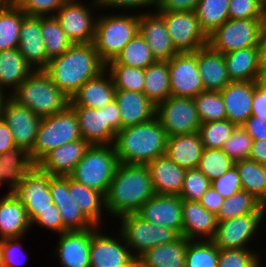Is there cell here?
Segmentation results:
<instances>
[{"mask_svg":"<svg viewBox=\"0 0 266 267\" xmlns=\"http://www.w3.org/2000/svg\"><path fill=\"white\" fill-rule=\"evenodd\" d=\"M106 69L92 43L73 44L62 55L52 58L43 70L70 99L88 80Z\"/></svg>","mask_w":266,"mask_h":267,"instance_id":"obj_1","label":"cell"},{"mask_svg":"<svg viewBox=\"0 0 266 267\" xmlns=\"http://www.w3.org/2000/svg\"><path fill=\"white\" fill-rule=\"evenodd\" d=\"M154 195L146 165L119 163L105 195L104 210L115 218L134 214Z\"/></svg>","mask_w":266,"mask_h":267,"instance_id":"obj_2","label":"cell"},{"mask_svg":"<svg viewBox=\"0 0 266 267\" xmlns=\"http://www.w3.org/2000/svg\"><path fill=\"white\" fill-rule=\"evenodd\" d=\"M167 139V133L154 117L148 122L121 129L113 145L119 163L147 165L165 155Z\"/></svg>","mask_w":266,"mask_h":267,"instance_id":"obj_3","label":"cell"},{"mask_svg":"<svg viewBox=\"0 0 266 267\" xmlns=\"http://www.w3.org/2000/svg\"><path fill=\"white\" fill-rule=\"evenodd\" d=\"M10 97L41 118L63 111L70 100L43 70H35Z\"/></svg>","mask_w":266,"mask_h":267,"instance_id":"obj_4","label":"cell"},{"mask_svg":"<svg viewBox=\"0 0 266 267\" xmlns=\"http://www.w3.org/2000/svg\"><path fill=\"white\" fill-rule=\"evenodd\" d=\"M140 14L100 15L96 19L93 44L101 60L107 64L139 33Z\"/></svg>","mask_w":266,"mask_h":267,"instance_id":"obj_5","label":"cell"},{"mask_svg":"<svg viewBox=\"0 0 266 267\" xmlns=\"http://www.w3.org/2000/svg\"><path fill=\"white\" fill-rule=\"evenodd\" d=\"M118 165L113 144L90 145L69 176L105 196Z\"/></svg>","mask_w":266,"mask_h":267,"instance_id":"obj_6","label":"cell"},{"mask_svg":"<svg viewBox=\"0 0 266 267\" xmlns=\"http://www.w3.org/2000/svg\"><path fill=\"white\" fill-rule=\"evenodd\" d=\"M81 138L77 115L68 105L63 111L41 119L30 158L37 164L51 150Z\"/></svg>","mask_w":266,"mask_h":267,"instance_id":"obj_7","label":"cell"},{"mask_svg":"<svg viewBox=\"0 0 266 267\" xmlns=\"http://www.w3.org/2000/svg\"><path fill=\"white\" fill-rule=\"evenodd\" d=\"M77 115L82 139L90 145L114 144L121 130L119 107L115 99L101 109L70 106Z\"/></svg>","mask_w":266,"mask_h":267,"instance_id":"obj_8","label":"cell"},{"mask_svg":"<svg viewBox=\"0 0 266 267\" xmlns=\"http://www.w3.org/2000/svg\"><path fill=\"white\" fill-rule=\"evenodd\" d=\"M121 230H118L134 258L154 246L174 242L181 235L174 229L158 226L143 220L136 213L119 217Z\"/></svg>","mask_w":266,"mask_h":267,"instance_id":"obj_9","label":"cell"},{"mask_svg":"<svg viewBox=\"0 0 266 267\" xmlns=\"http://www.w3.org/2000/svg\"><path fill=\"white\" fill-rule=\"evenodd\" d=\"M266 19H228L208 35V45L226 54L247 47H259Z\"/></svg>","mask_w":266,"mask_h":267,"instance_id":"obj_10","label":"cell"},{"mask_svg":"<svg viewBox=\"0 0 266 267\" xmlns=\"http://www.w3.org/2000/svg\"><path fill=\"white\" fill-rule=\"evenodd\" d=\"M155 117L168 137L199 132L201 121L193 98L170 96L156 105Z\"/></svg>","mask_w":266,"mask_h":267,"instance_id":"obj_11","label":"cell"},{"mask_svg":"<svg viewBox=\"0 0 266 267\" xmlns=\"http://www.w3.org/2000/svg\"><path fill=\"white\" fill-rule=\"evenodd\" d=\"M166 24L172 44L178 52H195L208 44L195 11L157 12Z\"/></svg>","mask_w":266,"mask_h":267,"instance_id":"obj_12","label":"cell"},{"mask_svg":"<svg viewBox=\"0 0 266 267\" xmlns=\"http://www.w3.org/2000/svg\"><path fill=\"white\" fill-rule=\"evenodd\" d=\"M92 2L93 7H88L78 0H68L54 15L73 44H87L94 41L97 15L93 16L95 13L92 9L95 10L98 6L96 0Z\"/></svg>","mask_w":266,"mask_h":267,"instance_id":"obj_13","label":"cell"},{"mask_svg":"<svg viewBox=\"0 0 266 267\" xmlns=\"http://www.w3.org/2000/svg\"><path fill=\"white\" fill-rule=\"evenodd\" d=\"M50 185V174L35 165L23 176L19 186L11 193L24 205L28 219L31 220L38 211L53 209Z\"/></svg>","mask_w":266,"mask_h":267,"instance_id":"obj_14","label":"cell"},{"mask_svg":"<svg viewBox=\"0 0 266 267\" xmlns=\"http://www.w3.org/2000/svg\"><path fill=\"white\" fill-rule=\"evenodd\" d=\"M168 62L171 96L194 98L205 91L195 52H178Z\"/></svg>","mask_w":266,"mask_h":267,"instance_id":"obj_15","label":"cell"},{"mask_svg":"<svg viewBox=\"0 0 266 267\" xmlns=\"http://www.w3.org/2000/svg\"><path fill=\"white\" fill-rule=\"evenodd\" d=\"M265 213H250L218 222L211 241L219 249H245L258 232Z\"/></svg>","mask_w":266,"mask_h":267,"instance_id":"obj_16","label":"cell"},{"mask_svg":"<svg viewBox=\"0 0 266 267\" xmlns=\"http://www.w3.org/2000/svg\"><path fill=\"white\" fill-rule=\"evenodd\" d=\"M1 117L10 127L15 146L30 152L35 144L41 117L18 104L8 94L2 106Z\"/></svg>","mask_w":266,"mask_h":267,"instance_id":"obj_17","label":"cell"},{"mask_svg":"<svg viewBox=\"0 0 266 267\" xmlns=\"http://www.w3.org/2000/svg\"><path fill=\"white\" fill-rule=\"evenodd\" d=\"M100 229L99 226L92 228L91 246L89 251L90 267L125 266L133 256L129 247L126 245L122 234L120 233L117 239V237L113 238L106 233H103Z\"/></svg>","mask_w":266,"mask_h":267,"instance_id":"obj_18","label":"cell"},{"mask_svg":"<svg viewBox=\"0 0 266 267\" xmlns=\"http://www.w3.org/2000/svg\"><path fill=\"white\" fill-rule=\"evenodd\" d=\"M182 201L179 195L155 194L136 214L145 221L174 229L182 235Z\"/></svg>","mask_w":266,"mask_h":267,"instance_id":"obj_19","label":"cell"},{"mask_svg":"<svg viewBox=\"0 0 266 267\" xmlns=\"http://www.w3.org/2000/svg\"><path fill=\"white\" fill-rule=\"evenodd\" d=\"M53 203L59 209L65 231L85 230L95 225L78 208L69 193V176L50 175V185Z\"/></svg>","mask_w":266,"mask_h":267,"instance_id":"obj_20","label":"cell"},{"mask_svg":"<svg viewBox=\"0 0 266 267\" xmlns=\"http://www.w3.org/2000/svg\"><path fill=\"white\" fill-rule=\"evenodd\" d=\"M139 34L145 39L156 61H169L178 51L172 44L164 19L157 13H140Z\"/></svg>","mask_w":266,"mask_h":267,"instance_id":"obj_21","label":"cell"},{"mask_svg":"<svg viewBox=\"0 0 266 267\" xmlns=\"http://www.w3.org/2000/svg\"><path fill=\"white\" fill-rule=\"evenodd\" d=\"M92 228L59 234L55 255L63 267H90Z\"/></svg>","mask_w":266,"mask_h":267,"instance_id":"obj_22","label":"cell"},{"mask_svg":"<svg viewBox=\"0 0 266 267\" xmlns=\"http://www.w3.org/2000/svg\"><path fill=\"white\" fill-rule=\"evenodd\" d=\"M89 146L82 138L66 143L51 150L36 165L52 176H69Z\"/></svg>","mask_w":266,"mask_h":267,"instance_id":"obj_23","label":"cell"},{"mask_svg":"<svg viewBox=\"0 0 266 267\" xmlns=\"http://www.w3.org/2000/svg\"><path fill=\"white\" fill-rule=\"evenodd\" d=\"M182 218V236L187 240H211L214 237L217 216L207 211L199 201L183 200Z\"/></svg>","mask_w":266,"mask_h":267,"instance_id":"obj_24","label":"cell"},{"mask_svg":"<svg viewBox=\"0 0 266 267\" xmlns=\"http://www.w3.org/2000/svg\"><path fill=\"white\" fill-rule=\"evenodd\" d=\"M18 50L34 70H44L47 53L41 35V16L26 15L20 30Z\"/></svg>","mask_w":266,"mask_h":267,"instance_id":"obj_25","label":"cell"},{"mask_svg":"<svg viewBox=\"0 0 266 267\" xmlns=\"http://www.w3.org/2000/svg\"><path fill=\"white\" fill-rule=\"evenodd\" d=\"M220 92L225 104L227 119L236 126H241L252 113L254 82L231 81Z\"/></svg>","mask_w":266,"mask_h":267,"instance_id":"obj_26","label":"cell"},{"mask_svg":"<svg viewBox=\"0 0 266 267\" xmlns=\"http://www.w3.org/2000/svg\"><path fill=\"white\" fill-rule=\"evenodd\" d=\"M115 101L119 107L121 129L152 120L156 106L143 92L116 90Z\"/></svg>","mask_w":266,"mask_h":267,"instance_id":"obj_27","label":"cell"},{"mask_svg":"<svg viewBox=\"0 0 266 267\" xmlns=\"http://www.w3.org/2000/svg\"><path fill=\"white\" fill-rule=\"evenodd\" d=\"M111 75L105 69L98 76L86 81L70 98L69 106H84L101 109L115 98Z\"/></svg>","mask_w":266,"mask_h":267,"instance_id":"obj_28","label":"cell"},{"mask_svg":"<svg viewBox=\"0 0 266 267\" xmlns=\"http://www.w3.org/2000/svg\"><path fill=\"white\" fill-rule=\"evenodd\" d=\"M154 189L158 195H179L184 184L186 170L166 155L158 157L147 165Z\"/></svg>","mask_w":266,"mask_h":267,"instance_id":"obj_29","label":"cell"},{"mask_svg":"<svg viewBox=\"0 0 266 267\" xmlns=\"http://www.w3.org/2000/svg\"><path fill=\"white\" fill-rule=\"evenodd\" d=\"M197 67L205 91H221L231 82L224 55L208 44L197 50Z\"/></svg>","mask_w":266,"mask_h":267,"instance_id":"obj_30","label":"cell"},{"mask_svg":"<svg viewBox=\"0 0 266 267\" xmlns=\"http://www.w3.org/2000/svg\"><path fill=\"white\" fill-rule=\"evenodd\" d=\"M224 55L230 81H261L259 47H247Z\"/></svg>","mask_w":266,"mask_h":267,"instance_id":"obj_31","label":"cell"},{"mask_svg":"<svg viewBox=\"0 0 266 267\" xmlns=\"http://www.w3.org/2000/svg\"><path fill=\"white\" fill-rule=\"evenodd\" d=\"M30 228L24 205L8 191L0 199V240L22 238Z\"/></svg>","mask_w":266,"mask_h":267,"instance_id":"obj_32","label":"cell"},{"mask_svg":"<svg viewBox=\"0 0 266 267\" xmlns=\"http://www.w3.org/2000/svg\"><path fill=\"white\" fill-rule=\"evenodd\" d=\"M204 146L199 132L168 137L165 155L185 170L197 168Z\"/></svg>","mask_w":266,"mask_h":267,"instance_id":"obj_33","label":"cell"},{"mask_svg":"<svg viewBox=\"0 0 266 267\" xmlns=\"http://www.w3.org/2000/svg\"><path fill=\"white\" fill-rule=\"evenodd\" d=\"M188 240L182 235L174 242L157 245L138 257L140 267H185Z\"/></svg>","mask_w":266,"mask_h":267,"instance_id":"obj_34","label":"cell"},{"mask_svg":"<svg viewBox=\"0 0 266 267\" xmlns=\"http://www.w3.org/2000/svg\"><path fill=\"white\" fill-rule=\"evenodd\" d=\"M34 71L18 48L0 51V91L3 93L6 87H12L10 96Z\"/></svg>","mask_w":266,"mask_h":267,"instance_id":"obj_35","label":"cell"},{"mask_svg":"<svg viewBox=\"0 0 266 267\" xmlns=\"http://www.w3.org/2000/svg\"><path fill=\"white\" fill-rule=\"evenodd\" d=\"M35 165L29 152L21 147L15 146L0 154V178L3 183L7 182L9 192L19 186L23 176Z\"/></svg>","mask_w":266,"mask_h":267,"instance_id":"obj_36","label":"cell"},{"mask_svg":"<svg viewBox=\"0 0 266 267\" xmlns=\"http://www.w3.org/2000/svg\"><path fill=\"white\" fill-rule=\"evenodd\" d=\"M69 193L78 208L95 225L101 227L102 210L105 207V196L94 189L88 188L69 176Z\"/></svg>","mask_w":266,"mask_h":267,"instance_id":"obj_37","label":"cell"},{"mask_svg":"<svg viewBox=\"0 0 266 267\" xmlns=\"http://www.w3.org/2000/svg\"><path fill=\"white\" fill-rule=\"evenodd\" d=\"M143 93L156 106L171 96L170 76L167 61H156L144 69Z\"/></svg>","mask_w":266,"mask_h":267,"instance_id":"obj_38","label":"cell"},{"mask_svg":"<svg viewBox=\"0 0 266 267\" xmlns=\"http://www.w3.org/2000/svg\"><path fill=\"white\" fill-rule=\"evenodd\" d=\"M25 16L16 4L0 5V51L18 48Z\"/></svg>","mask_w":266,"mask_h":267,"instance_id":"obj_39","label":"cell"},{"mask_svg":"<svg viewBox=\"0 0 266 267\" xmlns=\"http://www.w3.org/2000/svg\"><path fill=\"white\" fill-rule=\"evenodd\" d=\"M250 213H266V206L251 193L241 190L224 200L216 216L220 222Z\"/></svg>","mask_w":266,"mask_h":267,"instance_id":"obj_40","label":"cell"},{"mask_svg":"<svg viewBox=\"0 0 266 267\" xmlns=\"http://www.w3.org/2000/svg\"><path fill=\"white\" fill-rule=\"evenodd\" d=\"M234 166L241 179L242 190L251 193L266 206V176L262 164L248 158L236 161Z\"/></svg>","mask_w":266,"mask_h":267,"instance_id":"obj_41","label":"cell"},{"mask_svg":"<svg viewBox=\"0 0 266 267\" xmlns=\"http://www.w3.org/2000/svg\"><path fill=\"white\" fill-rule=\"evenodd\" d=\"M41 35L45 43L47 64L52 58L62 55L73 45L55 16H41Z\"/></svg>","mask_w":266,"mask_h":267,"instance_id":"obj_42","label":"cell"},{"mask_svg":"<svg viewBox=\"0 0 266 267\" xmlns=\"http://www.w3.org/2000/svg\"><path fill=\"white\" fill-rule=\"evenodd\" d=\"M230 0H200L195 9L201 29L208 36L229 19Z\"/></svg>","mask_w":266,"mask_h":267,"instance_id":"obj_43","label":"cell"},{"mask_svg":"<svg viewBox=\"0 0 266 267\" xmlns=\"http://www.w3.org/2000/svg\"><path fill=\"white\" fill-rule=\"evenodd\" d=\"M156 59L151 53L145 39L138 33L123 48L118 56L108 63H118L119 65H127L134 68L146 69L155 63Z\"/></svg>","mask_w":266,"mask_h":267,"instance_id":"obj_44","label":"cell"},{"mask_svg":"<svg viewBox=\"0 0 266 267\" xmlns=\"http://www.w3.org/2000/svg\"><path fill=\"white\" fill-rule=\"evenodd\" d=\"M219 248L211 240H188L185 267H218Z\"/></svg>","mask_w":266,"mask_h":267,"instance_id":"obj_45","label":"cell"},{"mask_svg":"<svg viewBox=\"0 0 266 267\" xmlns=\"http://www.w3.org/2000/svg\"><path fill=\"white\" fill-rule=\"evenodd\" d=\"M106 70L112 77L116 90L143 92L145 83L144 69L118 63H107Z\"/></svg>","mask_w":266,"mask_h":267,"instance_id":"obj_46","label":"cell"},{"mask_svg":"<svg viewBox=\"0 0 266 267\" xmlns=\"http://www.w3.org/2000/svg\"><path fill=\"white\" fill-rule=\"evenodd\" d=\"M201 123L227 119L220 91H203L193 98Z\"/></svg>","mask_w":266,"mask_h":267,"instance_id":"obj_47","label":"cell"},{"mask_svg":"<svg viewBox=\"0 0 266 267\" xmlns=\"http://www.w3.org/2000/svg\"><path fill=\"white\" fill-rule=\"evenodd\" d=\"M234 165L235 162L222 149L204 148L197 168L212 182Z\"/></svg>","mask_w":266,"mask_h":267,"instance_id":"obj_48","label":"cell"},{"mask_svg":"<svg viewBox=\"0 0 266 267\" xmlns=\"http://www.w3.org/2000/svg\"><path fill=\"white\" fill-rule=\"evenodd\" d=\"M236 125L228 119L201 123L199 134L206 149H221Z\"/></svg>","mask_w":266,"mask_h":267,"instance_id":"obj_49","label":"cell"},{"mask_svg":"<svg viewBox=\"0 0 266 267\" xmlns=\"http://www.w3.org/2000/svg\"><path fill=\"white\" fill-rule=\"evenodd\" d=\"M252 137L242 126H236L224 142L222 150L234 161L248 159L252 150Z\"/></svg>","mask_w":266,"mask_h":267,"instance_id":"obj_50","label":"cell"},{"mask_svg":"<svg viewBox=\"0 0 266 267\" xmlns=\"http://www.w3.org/2000/svg\"><path fill=\"white\" fill-rule=\"evenodd\" d=\"M252 249H219L218 267H262L261 258Z\"/></svg>","mask_w":266,"mask_h":267,"instance_id":"obj_51","label":"cell"},{"mask_svg":"<svg viewBox=\"0 0 266 267\" xmlns=\"http://www.w3.org/2000/svg\"><path fill=\"white\" fill-rule=\"evenodd\" d=\"M210 186V180L198 168H192L186 170L179 196L183 200L199 201Z\"/></svg>","mask_w":266,"mask_h":267,"instance_id":"obj_52","label":"cell"},{"mask_svg":"<svg viewBox=\"0 0 266 267\" xmlns=\"http://www.w3.org/2000/svg\"><path fill=\"white\" fill-rule=\"evenodd\" d=\"M68 0H17L16 5L29 16H54Z\"/></svg>","mask_w":266,"mask_h":267,"instance_id":"obj_53","label":"cell"},{"mask_svg":"<svg viewBox=\"0 0 266 267\" xmlns=\"http://www.w3.org/2000/svg\"><path fill=\"white\" fill-rule=\"evenodd\" d=\"M229 19H266V11L254 0H230Z\"/></svg>","mask_w":266,"mask_h":267,"instance_id":"obj_54","label":"cell"},{"mask_svg":"<svg viewBox=\"0 0 266 267\" xmlns=\"http://www.w3.org/2000/svg\"><path fill=\"white\" fill-rule=\"evenodd\" d=\"M211 186L225 199L241 191V179L236 167H232L222 176L212 181Z\"/></svg>","mask_w":266,"mask_h":267,"instance_id":"obj_55","label":"cell"},{"mask_svg":"<svg viewBox=\"0 0 266 267\" xmlns=\"http://www.w3.org/2000/svg\"><path fill=\"white\" fill-rule=\"evenodd\" d=\"M19 239L21 238H5L1 240V256L3 267H18L23 263V259L20 260V256L24 250L22 249V243L18 241ZM24 254L25 252L23 255Z\"/></svg>","mask_w":266,"mask_h":267,"instance_id":"obj_56","label":"cell"},{"mask_svg":"<svg viewBox=\"0 0 266 267\" xmlns=\"http://www.w3.org/2000/svg\"><path fill=\"white\" fill-rule=\"evenodd\" d=\"M38 224L39 227L54 231L57 234L63 233V221L59 209L53 203V209L38 211V213L30 220V225Z\"/></svg>","mask_w":266,"mask_h":267,"instance_id":"obj_57","label":"cell"},{"mask_svg":"<svg viewBox=\"0 0 266 267\" xmlns=\"http://www.w3.org/2000/svg\"><path fill=\"white\" fill-rule=\"evenodd\" d=\"M157 0H96L97 6L99 8L104 7L106 8H112V9H139L140 7L143 9V7H156Z\"/></svg>","mask_w":266,"mask_h":267,"instance_id":"obj_58","label":"cell"},{"mask_svg":"<svg viewBox=\"0 0 266 267\" xmlns=\"http://www.w3.org/2000/svg\"><path fill=\"white\" fill-rule=\"evenodd\" d=\"M200 0H157L156 12L195 11Z\"/></svg>","mask_w":266,"mask_h":267,"instance_id":"obj_59","label":"cell"},{"mask_svg":"<svg viewBox=\"0 0 266 267\" xmlns=\"http://www.w3.org/2000/svg\"><path fill=\"white\" fill-rule=\"evenodd\" d=\"M251 116L266 117V85L261 81H254Z\"/></svg>","mask_w":266,"mask_h":267,"instance_id":"obj_60","label":"cell"},{"mask_svg":"<svg viewBox=\"0 0 266 267\" xmlns=\"http://www.w3.org/2000/svg\"><path fill=\"white\" fill-rule=\"evenodd\" d=\"M254 140H266V117L250 116L242 125Z\"/></svg>","mask_w":266,"mask_h":267,"instance_id":"obj_61","label":"cell"},{"mask_svg":"<svg viewBox=\"0 0 266 267\" xmlns=\"http://www.w3.org/2000/svg\"><path fill=\"white\" fill-rule=\"evenodd\" d=\"M223 198L212 186L203 194L199 203L209 212L217 214L221 205L224 203Z\"/></svg>","mask_w":266,"mask_h":267,"instance_id":"obj_62","label":"cell"},{"mask_svg":"<svg viewBox=\"0 0 266 267\" xmlns=\"http://www.w3.org/2000/svg\"><path fill=\"white\" fill-rule=\"evenodd\" d=\"M13 147H15L13 134L11 133L10 127L1 117L0 118V154L7 152Z\"/></svg>","mask_w":266,"mask_h":267,"instance_id":"obj_63","label":"cell"},{"mask_svg":"<svg viewBox=\"0 0 266 267\" xmlns=\"http://www.w3.org/2000/svg\"><path fill=\"white\" fill-rule=\"evenodd\" d=\"M249 159L260 164L266 163V140H254Z\"/></svg>","mask_w":266,"mask_h":267,"instance_id":"obj_64","label":"cell"},{"mask_svg":"<svg viewBox=\"0 0 266 267\" xmlns=\"http://www.w3.org/2000/svg\"><path fill=\"white\" fill-rule=\"evenodd\" d=\"M259 55H260V65L262 70L266 69V21L261 31L259 40Z\"/></svg>","mask_w":266,"mask_h":267,"instance_id":"obj_65","label":"cell"},{"mask_svg":"<svg viewBox=\"0 0 266 267\" xmlns=\"http://www.w3.org/2000/svg\"><path fill=\"white\" fill-rule=\"evenodd\" d=\"M122 267H140L138 258H132L125 266Z\"/></svg>","mask_w":266,"mask_h":267,"instance_id":"obj_66","label":"cell"},{"mask_svg":"<svg viewBox=\"0 0 266 267\" xmlns=\"http://www.w3.org/2000/svg\"><path fill=\"white\" fill-rule=\"evenodd\" d=\"M6 94L3 93L2 91H0V118H1V114H2V106H3V103L6 99Z\"/></svg>","mask_w":266,"mask_h":267,"instance_id":"obj_67","label":"cell"},{"mask_svg":"<svg viewBox=\"0 0 266 267\" xmlns=\"http://www.w3.org/2000/svg\"><path fill=\"white\" fill-rule=\"evenodd\" d=\"M17 0H0V5H12L16 4Z\"/></svg>","mask_w":266,"mask_h":267,"instance_id":"obj_68","label":"cell"},{"mask_svg":"<svg viewBox=\"0 0 266 267\" xmlns=\"http://www.w3.org/2000/svg\"><path fill=\"white\" fill-rule=\"evenodd\" d=\"M266 11V0H254Z\"/></svg>","mask_w":266,"mask_h":267,"instance_id":"obj_69","label":"cell"},{"mask_svg":"<svg viewBox=\"0 0 266 267\" xmlns=\"http://www.w3.org/2000/svg\"><path fill=\"white\" fill-rule=\"evenodd\" d=\"M261 82L266 85V69L262 71Z\"/></svg>","mask_w":266,"mask_h":267,"instance_id":"obj_70","label":"cell"},{"mask_svg":"<svg viewBox=\"0 0 266 267\" xmlns=\"http://www.w3.org/2000/svg\"><path fill=\"white\" fill-rule=\"evenodd\" d=\"M0 267H3V265H2V256H1V240H0Z\"/></svg>","mask_w":266,"mask_h":267,"instance_id":"obj_71","label":"cell"},{"mask_svg":"<svg viewBox=\"0 0 266 267\" xmlns=\"http://www.w3.org/2000/svg\"><path fill=\"white\" fill-rule=\"evenodd\" d=\"M262 169H263V172H264V174L266 176V163H263L262 164Z\"/></svg>","mask_w":266,"mask_h":267,"instance_id":"obj_72","label":"cell"}]
</instances>
